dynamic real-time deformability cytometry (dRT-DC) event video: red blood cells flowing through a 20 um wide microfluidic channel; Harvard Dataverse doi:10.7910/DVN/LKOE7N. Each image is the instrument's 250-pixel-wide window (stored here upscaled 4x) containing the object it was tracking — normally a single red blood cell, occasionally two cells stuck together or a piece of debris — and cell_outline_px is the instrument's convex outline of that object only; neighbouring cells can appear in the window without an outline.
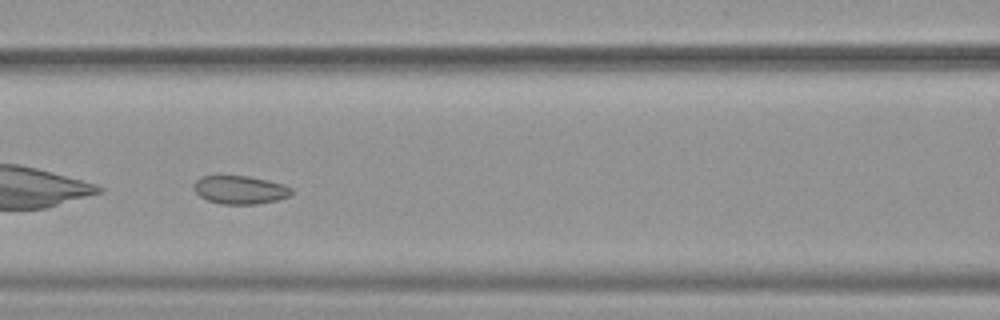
{"species": "common noctule bat (a hibernating species)", "species_latin": "Nyctalus noctula", "temperature_condition": "warm", "stored_images_in_passage": 48, "camera_frame_rate_fps": 3000, "um_per_image_px": 0.085, "animal": {"sex": "female", "body_mass_g": 19.9}, "frame": {"image": 1, "passage_image": 21, "time_ms": 6.667, "image_size_px": [1000, 320], "cell_outline_px": [[292, 192], [288, 196], [276, 200], [256, 204], [224, 204], [208, 200], [200, 196], [196, 192], [192, 184], [200, 176], [248, 176], [268, 180], [284, 184], [292, 188]], "centroid_in_image_um": [20.39, 16.12], "position_along_channel_um": 146.2, "area_um2": 16.01}}